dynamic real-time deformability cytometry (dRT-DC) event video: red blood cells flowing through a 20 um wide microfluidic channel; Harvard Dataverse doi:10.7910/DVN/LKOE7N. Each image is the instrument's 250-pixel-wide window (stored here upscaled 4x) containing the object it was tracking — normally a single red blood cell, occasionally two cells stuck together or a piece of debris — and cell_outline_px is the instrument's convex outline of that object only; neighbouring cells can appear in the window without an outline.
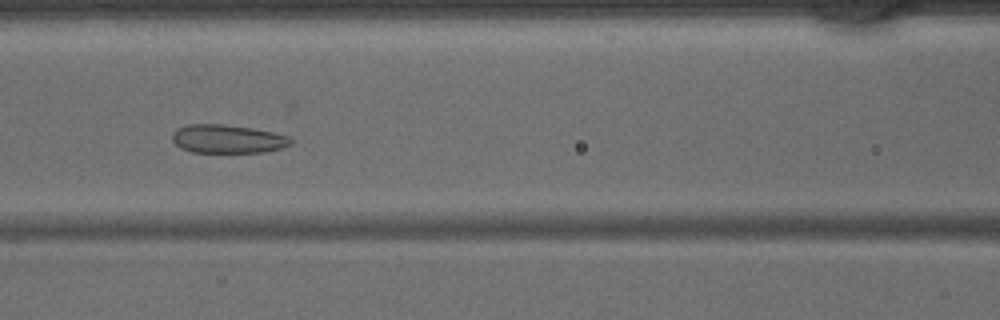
{"species": "common noctule bat (a hibernating species)", "species_latin": "Nyctalus noctula", "temperature_condition": "warm", "stored_images_in_passage": 43, "camera_frame_rate_fps": 3000, "um_per_image_px": 0.085, "animal": {"sex": "male", "body_mass_g": 15.6}, "frame": {"image": 1, "passage_image": 18, "time_ms": 5.667, "image_size_px": [1000, 320], "cell_outline_px": [[292, 144], [280, 148], [264, 152], [192, 152], [180, 148], [172, 140], [172, 132], [176, 128], [188, 124], [224, 124], [252, 128], [272, 132], [288, 136], [292, 140]], "centroid_in_image_um": [19.31, 11.8], "position_along_channel_um": 147.3, "area_um2": 19.71}}
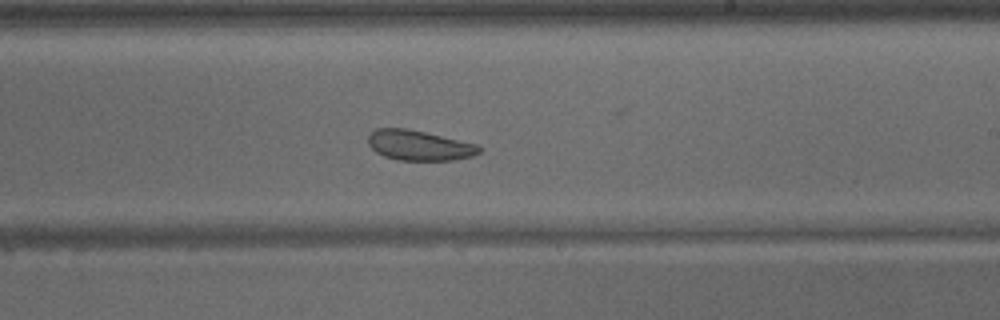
{"frame": {"image": 2, "passage_image": 25, "time_ms": 8.0, "image_size_px": [1000, 320], "cell_outline_px": [[484, 148], [480, 152], [472, 156], [452, 160], [396, 160], [384, 156], [376, 152], [368, 144], [368, 136], [376, 128], [404, 128], [424, 132], [476, 144]], "centroid_in_image_um": [35.62, 12.36], "position_along_channel_um": 253.4, "area_um2": 19.36}}
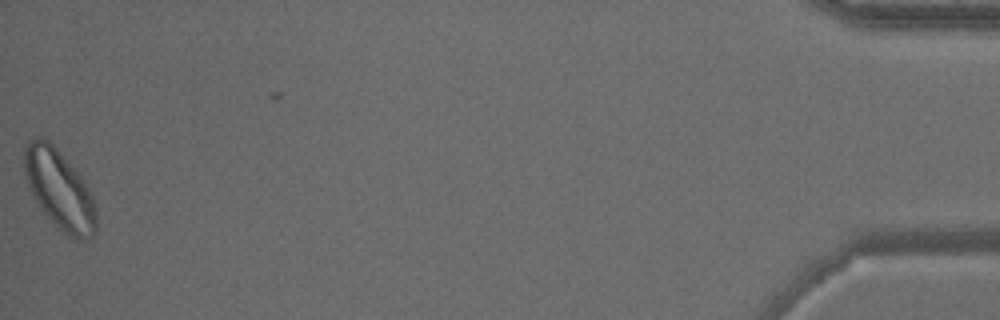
{"frame": {"image": 3, "passage_image": 43, "time_ms": 14.0, "image_size_px": [1000, 320], "cell_outline_px": [[96, 232], [92, 236], [84, 240], [72, 240], [56, 228], [40, 208], [28, 188], [24, 172], [24, 148], [28, 140], [36, 136], [40, 136], [48, 140], [56, 148], [80, 176], [88, 188], [92, 196], [96, 212]], "centroid_in_image_um": [5.02, 16.15], "position_along_channel_um": 430.2, "area_um2": 33.52}}